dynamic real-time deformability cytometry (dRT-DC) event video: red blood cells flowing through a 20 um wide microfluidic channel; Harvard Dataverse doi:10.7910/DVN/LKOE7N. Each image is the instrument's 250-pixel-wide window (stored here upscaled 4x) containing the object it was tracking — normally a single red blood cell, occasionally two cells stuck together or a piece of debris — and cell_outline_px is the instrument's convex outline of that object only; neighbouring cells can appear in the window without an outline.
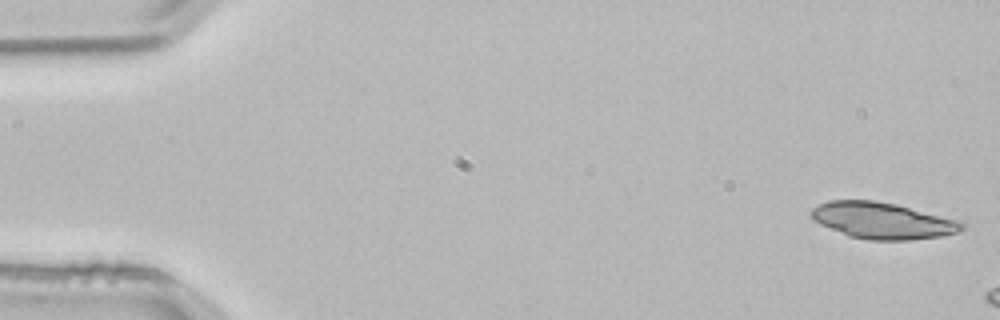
{"species": "common noctule bat (a hibernating species)", "species_latin": "Nyctalus noctula", "temperature_condition": "room temperature", "stored_images_in_passage": 3, "camera_frame_rate_fps": 3000, "um_per_image_px": 0.085, "animal": {"sex": "male", "body_mass_g": 21.5, "forearm_length_mm": 52.0}, "frame": {"image": 1, "passage_image": 1, "time_ms": 0.0, "image_size_px": [1000, 320], "cell_outline_px": [[964, 228], [956, 232], [940, 236], [912, 240], [868, 240], [848, 236], [820, 224], [812, 220], [808, 212], [812, 208], [828, 200], [876, 200], [896, 204], [952, 220], [964, 224]], "centroid_in_image_um": [74.88, 18.75], "position_along_channel_um": 10.1, "area_um2": 31.56}}